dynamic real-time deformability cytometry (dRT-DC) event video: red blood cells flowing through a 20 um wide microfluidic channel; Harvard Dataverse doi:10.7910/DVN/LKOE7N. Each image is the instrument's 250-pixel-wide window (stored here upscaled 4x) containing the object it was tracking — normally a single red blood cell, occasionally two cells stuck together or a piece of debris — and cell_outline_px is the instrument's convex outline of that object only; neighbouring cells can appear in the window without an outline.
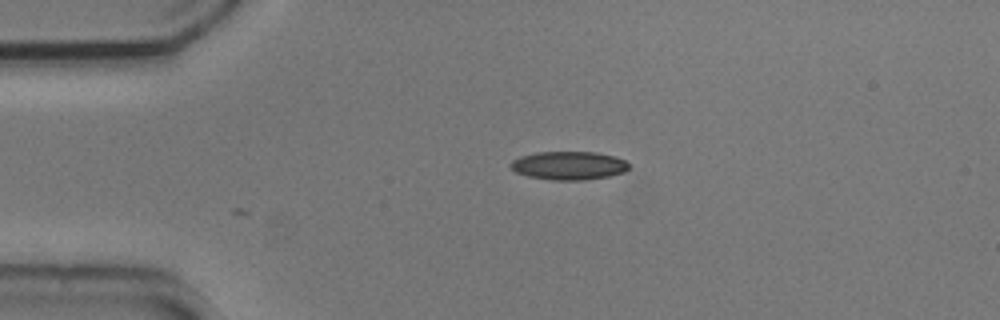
{"species": "common noctule bat (a hibernating species)", "species_latin": "Nyctalus noctula", "temperature_condition": "cold", "stored_images_in_passage": 2, "camera_frame_rate_fps": 3000, "um_per_image_px": 0.085, "animal": {"sex": "male", "body_mass_g": 20.5, "forearm_length_mm": 52.5}, "frame": {"image": 1, "passage_image": 2, "time_ms": 0.333, "image_size_px": [1000, 320], "cell_outline_px": [[628, 168], [624, 172], [608, 176], [584, 180], [552, 180], [528, 176], [516, 172], [508, 164], [512, 160], [520, 156], [536, 152], [596, 152], [616, 156], [624, 160], [628, 164]], "centroid_in_image_um": [48.33, 14.06], "position_along_channel_um": 36.7, "area_um2": 19.59}}